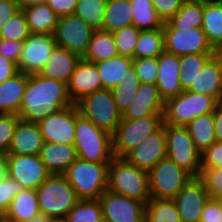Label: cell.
<instances>
[{"mask_svg":"<svg viewBox=\"0 0 222 222\" xmlns=\"http://www.w3.org/2000/svg\"><path fill=\"white\" fill-rule=\"evenodd\" d=\"M165 51L177 56L216 54L202 28H163Z\"/></svg>","mask_w":222,"mask_h":222,"instance_id":"7c38bea8","label":"cell"},{"mask_svg":"<svg viewBox=\"0 0 222 222\" xmlns=\"http://www.w3.org/2000/svg\"><path fill=\"white\" fill-rule=\"evenodd\" d=\"M210 196L200 178H192L173 198L182 222H200Z\"/></svg>","mask_w":222,"mask_h":222,"instance_id":"e0dca14e","label":"cell"},{"mask_svg":"<svg viewBox=\"0 0 222 222\" xmlns=\"http://www.w3.org/2000/svg\"><path fill=\"white\" fill-rule=\"evenodd\" d=\"M23 41L0 39V54L18 65Z\"/></svg>","mask_w":222,"mask_h":222,"instance_id":"816d5d0a","label":"cell"},{"mask_svg":"<svg viewBox=\"0 0 222 222\" xmlns=\"http://www.w3.org/2000/svg\"><path fill=\"white\" fill-rule=\"evenodd\" d=\"M204 0H185L180 10L163 28H202Z\"/></svg>","mask_w":222,"mask_h":222,"instance_id":"d6a6232c","label":"cell"},{"mask_svg":"<svg viewBox=\"0 0 222 222\" xmlns=\"http://www.w3.org/2000/svg\"><path fill=\"white\" fill-rule=\"evenodd\" d=\"M185 0H152L158 16L165 23L180 10Z\"/></svg>","mask_w":222,"mask_h":222,"instance_id":"681fc988","label":"cell"},{"mask_svg":"<svg viewBox=\"0 0 222 222\" xmlns=\"http://www.w3.org/2000/svg\"><path fill=\"white\" fill-rule=\"evenodd\" d=\"M139 85V78L132 66L127 70L119 85L112 89L116 106L122 115L132 103Z\"/></svg>","mask_w":222,"mask_h":222,"instance_id":"74e56055","label":"cell"},{"mask_svg":"<svg viewBox=\"0 0 222 222\" xmlns=\"http://www.w3.org/2000/svg\"><path fill=\"white\" fill-rule=\"evenodd\" d=\"M38 125L45 142L74 145L76 104L47 116Z\"/></svg>","mask_w":222,"mask_h":222,"instance_id":"2e32d148","label":"cell"},{"mask_svg":"<svg viewBox=\"0 0 222 222\" xmlns=\"http://www.w3.org/2000/svg\"><path fill=\"white\" fill-rule=\"evenodd\" d=\"M64 222H104L99 200H79L63 219Z\"/></svg>","mask_w":222,"mask_h":222,"instance_id":"f35d334b","label":"cell"},{"mask_svg":"<svg viewBox=\"0 0 222 222\" xmlns=\"http://www.w3.org/2000/svg\"><path fill=\"white\" fill-rule=\"evenodd\" d=\"M118 55L113 34L103 30H94L87 52L82 59L95 64Z\"/></svg>","mask_w":222,"mask_h":222,"instance_id":"f546056e","label":"cell"},{"mask_svg":"<svg viewBox=\"0 0 222 222\" xmlns=\"http://www.w3.org/2000/svg\"><path fill=\"white\" fill-rule=\"evenodd\" d=\"M95 64L100 74L102 89L112 90L119 85L127 70L133 66V59L118 55Z\"/></svg>","mask_w":222,"mask_h":222,"instance_id":"1f68e13d","label":"cell"},{"mask_svg":"<svg viewBox=\"0 0 222 222\" xmlns=\"http://www.w3.org/2000/svg\"><path fill=\"white\" fill-rule=\"evenodd\" d=\"M216 54L218 55V57L220 58L221 62H222V47L221 48H218L216 50Z\"/></svg>","mask_w":222,"mask_h":222,"instance_id":"94428289","label":"cell"},{"mask_svg":"<svg viewBox=\"0 0 222 222\" xmlns=\"http://www.w3.org/2000/svg\"><path fill=\"white\" fill-rule=\"evenodd\" d=\"M25 222H54V220L51 217L40 213L37 216Z\"/></svg>","mask_w":222,"mask_h":222,"instance_id":"680465c9","label":"cell"},{"mask_svg":"<svg viewBox=\"0 0 222 222\" xmlns=\"http://www.w3.org/2000/svg\"><path fill=\"white\" fill-rule=\"evenodd\" d=\"M201 168H222V142L215 141L201 153Z\"/></svg>","mask_w":222,"mask_h":222,"instance_id":"c3c4849f","label":"cell"},{"mask_svg":"<svg viewBox=\"0 0 222 222\" xmlns=\"http://www.w3.org/2000/svg\"><path fill=\"white\" fill-rule=\"evenodd\" d=\"M218 103L222 106V94Z\"/></svg>","mask_w":222,"mask_h":222,"instance_id":"e7e4bbea","label":"cell"},{"mask_svg":"<svg viewBox=\"0 0 222 222\" xmlns=\"http://www.w3.org/2000/svg\"><path fill=\"white\" fill-rule=\"evenodd\" d=\"M187 91L209 95L219 102L222 94V62L217 54L196 74L194 83Z\"/></svg>","mask_w":222,"mask_h":222,"instance_id":"7402d4cb","label":"cell"},{"mask_svg":"<svg viewBox=\"0 0 222 222\" xmlns=\"http://www.w3.org/2000/svg\"><path fill=\"white\" fill-rule=\"evenodd\" d=\"M200 222H222V205L216 198H209L202 210Z\"/></svg>","mask_w":222,"mask_h":222,"instance_id":"f907efd6","label":"cell"},{"mask_svg":"<svg viewBox=\"0 0 222 222\" xmlns=\"http://www.w3.org/2000/svg\"><path fill=\"white\" fill-rule=\"evenodd\" d=\"M44 142L38 123L20 120L7 154L39 155Z\"/></svg>","mask_w":222,"mask_h":222,"instance_id":"603a6c76","label":"cell"},{"mask_svg":"<svg viewBox=\"0 0 222 222\" xmlns=\"http://www.w3.org/2000/svg\"><path fill=\"white\" fill-rule=\"evenodd\" d=\"M56 46L54 35L30 33L23 41L18 70L25 74L40 73Z\"/></svg>","mask_w":222,"mask_h":222,"instance_id":"5bb4252c","label":"cell"},{"mask_svg":"<svg viewBox=\"0 0 222 222\" xmlns=\"http://www.w3.org/2000/svg\"><path fill=\"white\" fill-rule=\"evenodd\" d=\"M30 33L51 34L55 32L59 16L45 3L23 9Z\"/></svg>","mask_w":222,"mask_h":222,"instance_id":"f1b7e54d","label":"cell"},{"mask_svg":"<svg viewBox=\"0 0 222 222\" xmlns=\"http://www.w3.org/2000/svg\"><path fill=\"white\" fill-rule=\"evenodd\" d=\"M20 10H23L29 6L45 3L46 0H15Z\"/></svg>","mask_w":222,"mask_h":222,"instance_id":"6f0895ef","label":"cell"},{"mask_svg":"<svg viewBox=\"0 0 222 222\" xmlns=\"http://www.w3.org/2000/svg\"><path fill=\"white\" fill-rule=\"evenodd\" d=\"M73 105L67 84L40 73L27 74V84L18 117L25 122L39 123L47 116Z\"/></svg>","mask_w":222,"mask_h":222,"instance_id":"6da1fadb","label":"cell"},{"mask_svg":"<svg viewBox=\"0 0 222 222\" xmlns=\"http://www.w3.org/2000/svg\"><path fill=\"white\" fill-rule=\"evenodd\" d=\"M54 222H64L63 220H55Z\"/></svg>","mask_w":222,"mask_h":222,"instance_id":"03108f58","label":"cell"},{"mask_svg":"<svg viewBox=\"0 0 222 222\" xmlns=\"http://www.w3.org/2000/svg\"><path fill=\"white\" fill-rule=\"evenodd\" d=\"M132 16L130 0H107L101 30L112 33L133 25Z\"/></svg>","mask_w":222,"mask_h":222,"instance_id":"4316f807","label":"cell"},{"mask_svg":"<svg viewBox=\"0 0 222 222\" xmlns=\"http://www.w3.org/2000/svg\"><path fill=\"white\" fill-rule=\"evenodd\" d=\"M140 33L141 30L137 29L134 25L112 32L118 54L134 59L135 47Z\"/></svg>","mask_w":222,"mask_h":222,"instance_id":"b9f144b4","label":"cell"},{"mask_svg":"<svg viewBox=\"0 0 222 222\" xmlns=\"http://www.w3.org/2000/svg\"><path fill=\"white\" fill-rule=\"evenodd\" d=\"M167 154L180 168L188 172L193 178L201 174V152L185 126L164 124Z\"/></svg>","mask_w":222,"mask_h":222,"instance_id":"ba28073f","label":"cell"},{"mask_svg":"<svg viewBox=\"0 0 222 222\" xmlns=\"http://www.w3.org/2000/svg\"><path fill=\"white\" fill-rule=\"evenodd\" d=\"M39 156L52 174H63L78 158L74 145L47 142H44Z\"/></svg>","mask_w":222,"mask_h":222,"instance_id":"d4e9b609","label":"cell"},{"mask_svg":"<svg viewBox=\"0 0 222 222\" xmlns=\"http://www.w3.org/2000/svg\"><path fill=\"white\" fill-rule=\"evenodd\" d=\"M0 222H11V221L7 220L6 218H2L0 219Z\"/></svg>","mask_w":222,"mask_h":222,"instance_id":"be15d7a7","label":"cell"},{"mask_svg":"<svg viewBox=\"0 0 222 222\" xmlns=\"http://www.w3.org/2000/svg\"><path fill=\"white\" fill-rule=\"evenodd\" d=\"M20 120L17 114H0V152L3 155L8 153L16 126Z\"/></svg>","mask_w":222,"mask_h":222,"instance_id":"f6af8a7d","label":"cell"},{"mask_svg":"<svg viewBox=\"0 0 222 222\" xmlns=\"http://www.w3.org/2000/svg\"><path fill=\"white\" fill-rule=\"evenodd\" d=\"M3 172L23 188L34 190L52 175L39 155L5 154Z\"/></svg>","mask_w":222,"mask_h":222,"instance_id":"8fae6325","label":"cell"},{"mask_svg":"<svg viewBox=\"0 0 222 222\" xmlns=\"http://www.w3.org/2000/svg\"><path fill=\"white\" fill-rule=\"evenodd\" d=\"M199 178L204 182L210 198L222 194V168H201Z\"/></svg>","mask_w":222,"mask_h":222,"instance_id":"7dc6e473","label":"cell"},{"mask_svg":"<svg viewBox=\"0 0 222 222\" xmlns=\"http://www.w3.org/2000/svg\"><path fill=\"white\" fill-rule=\"evenodd\" d=\"M4 155L0 152V174L3 172Z\"/></svg>","mask_w":222,"mask_h":222,"instance_id":"91938a15","label":"cell"},{"mask_svg":"<svg viewBox=\"0 0 222 222\" xmlns=\"http://www.w3.org/2000/svg\"><path fill=\"white\" fill-rule=\"evenodd\" d=\"M165 51L163 28L141 30L135 47L134 59L157 58Z\"/></svg>","mask_w":222,"mask_h":222,"instance_id":"e575fe53","label":"cell"},{"mask_svg":"<svg viewBox=\"0 0 222 222\" xmlns=\"http://www.w3.org/2000/svg\"><path fill=\"white\" fill-rule=\"evenodd\" d=\"M214 54H188L180 56V84L187 91L194 83V77Z\"/></svg>","mask_w":222,"mask_h":222,"instance_id":"ab89813d","label":"cell"},{"mask_svg":"<svg viewBox=\"0 0 222 222\" xmlns=\"http://www.w3.org/2000/svg\"><path fill=\"white\" fill-rule=\"evenodd\" d=\"M185 127L201 153L216 141L213 112L197 117Z\"/></svg>","mask_w":222,"mask_h":222,"instance_id":"836d02e7","label":"cell"},{"mask_svg":"<svg viewBox=\"0 0 222 222\" xmlns=\"http://www.w3.org/2000/svg\"><path fill=\"white\" fill-rule=\"evenodd\" d=\"M109 163L77 158L63 173L79 200H99L108 187Z\"/></svg>","mask_w":222,"mask_h":222,"instance_id":"277c9868","label":"cell"},{"mask_svg":"<svg viewBox=\"0 0 222 222\" xmlns=\"http://www.w3.org/2000/svg\"><path fill=\"white\" fill-rule=\"evenodd\" d=\"M167 154L164 124L154 134L147 137L124 158L139 169L149 172Z\"/></svg>","mask_w":222,"mask_h":222,"instance_id":"ac0fdd59","label":"cell"},{"mask_svg":"<svg viewBox=\"0 0 222 222\" xmlns=\"http://www.w3.org/2000/svg\"><path fill=\"white\" fill-rule=\"evenodd\" d=\"M164 101L158 88L152 83H140L136 95L122 115V119H138L147 116H163Z\"/></svg>","mask_w":222,"mask_h":222,"instance_id":"44dd1931","label":"cell"},{"mask_svg":"<svg viewBox=\"0 0 222 222\" xmlns=\"http://www.w3.org/2000/svg\"><path fill=\"white\" fill-rule=\"evenodd\" d=\"M151 198L173 199L193 178L173 160L161 159L149 172Z\"/></svg>","mask_w":222,"mask_h":222,"instance_id":"30bf717a","label":"cell"},{"mask_svg":"<svg viewBox=\"0 0 222 222\" xmlns=\"http://www.w3.org/2000/svg\"><path fill=\"white\" fill-rule=\"evenodd\" d=\"M102 89V82L97 66L80 60L67 84V92L73 104H76L84 96Z\"/></svg>","mask_w":222,"mask_h":222,"instance_id":"d6986e66","label":"cell"},{"mask_svg":"<svg viewBox=\"0 0 222 222\" xmlns=\"http://www.w3.org/2000/svg\"><path fill=\"white\" fill-rule=\"evenodd\" d=\"M18 72L17 64L0 54V84Z\"/></svg>","mask_w":222,"mask_h":222,"instance_id":"11a10c76","label":"cell"},{"mask_svg":"<svg viewBox=\"0 0 222 222\" xmlns=\"http://www.w3.org/2000/svg\"><path fill=\"white\" fill-rule=\"evenodd\" d=\"M107 190L147 204L151 199L149 174L124 157L114 156L109 163Z\"/></svg>","mask_w":222,"mask_h":222,"instance_id":"7a4b0ae2","label":"cell"},{"mask_svg":"<svg viewBox=\"0 0 222 222\" xmlns=\"http://www.w3.org/2000/svg\"><path fill=\"white\" fill-rule=\"evenodd\" d=\"M213 115L216 141L222 142V106L219 103L215 106Z\"/></svg>","mask_w":222,"mask_h":222,"instance_id":"9f6ffc18","label":"cell"},{"mask_svg":"<svg viewBox=\"0 0 222 222\" xmlns=\"http://www.w3.org/2000/svg\"><path fill=\"white\" fill-rule=\"evenodd\" d=\"M23 189L18 181L4 172L0 174V219L5 218L14 196Z\"/></svg>","mask_w":222,"mask_h":222,"instance_id":"ee69618b","label":"cell"},{"mask_svg":"<svg viewBox=\"0 0 222 222\" xmlns=\"http://www.w3.org/2000/svg\"><path fill=\"white\" fill-rule=\"evenodd\" d=\"M30 34L26 16L19 10L0 29V39L24 41Z\"/></svg>","mask_w":222,"mask_h":222,"instance_id":"7bdbcfd3","label":"cell"},{"mask_svg":"<svg viewBox=\"0 0 222 222\" xmlns=\"http://www.w3.org/2000/svg\"><path fill=\"white\" fill-rule=\"evenodd\" d=\"M216 199H217V200L219 201V203L222 205V194L219 195Z\"/></svg>","mask_w":222,"mask_h":222,"instance_id":"6125c7cd","label":"cell"},{"mask_svg":"<svg viewBox=\"0 0 222 222\" xmlns=\"http://www.w3.org/2000/svg\"><path fill=\"white\" fill-rule=\"evenodd\" d=\"M76 105L84 118L111 135L121 122L122 114L116 106L113 92L110 89H101L88 94Z\"/></svg>","mask_w":222,"mask_h":222,"instance_id":"52a82bcc","label":"cell"},{"mask_svg":"<svg viewBox=\"0 0 222 222\" xmlns=\"http://www.w3.org/2000/svg\"><path fill=\"white\" fill-rule=\"evenodd\" d=\"M82 58L66 48L56 46L51 53L48 63L40 74L68 84L70 77Z\"/></svg>","mask_w":222,"mask_h":222,"instance_id":"cb8c5ba5","label":"cell"},{"mask_svg":"<svg viewBox=\"0 0 222 222\" xmlns=\"http://www.w3.org/2000/svg\"><path fill=\"white\" fill-rule=\"evenodd\" d=\"M40 214L36 190L24 188L14 196L5 218L11 222H25Z\"/></svg>","mask_w":222,"mask_h":222,"instance_id":"83f0119b","label":"cell"},{"mask_svg":"<svg viewBox=\"0 0 222 222\" xmlns=\"http://www.w3.org/2000/svg\"><path fill=\"white\" fill-rule=\"evenodd\" d=\"M39 210L55 220H63L79 201L63 174H52L36 190Z\"/></svg>","mask_w":222,"mask_h":222,"instance_id":"5b68a950","label":"cell"},{"mask_svg":"<svg viewBox=\"0 0 222 222\" xmlns=\"http://www.w3.org/2000/svg\"><path fill=\"white\" fill-rule=\"evenodd\" d=\"M202 29L217 50L222 47V1L204 0Z\"/></svg>","mask_w":222,"mask_h":222,"instance_id":"4dcf8cb0","label":"cell"},{"mask_svg":"<svg viewBox=\"0 0 222 222\" xmlns=\"http://www.w3.org/2000/svg\"><path fill=\"white\" fill-rule=\"evenodd\" d=\"M145 222H182L173 199L151 198L146 204Z\"/></svg>","mask_w":222,"mask_h":222,"instance_id":"8d00e7d4","label":"cell"},{"mask_svg":"<svg viewBox=\"0 0 222 222\" xmlns=\"http://www.w3.org/2000/svg\"><path fill=\"white\" fill-rule=\"evenodd\" d=\"M74 147L78 158L84 161L110 163L114 157L112 135L84 118L77 105Z\"/></svg>","mask_w":222,"mask_h":222,"instance_id":"3957f363","label":"cell"},{"mask_svg":"<svg viewBox=\"0 0 222 222\" xmlns=\"http://www.w3.org/2000/svg\"><path fill=\"white\" fill-rule=\"evenodd\" d=\"M133 67L140 83L155 84L158 76V57L133 59Z\"/></svg>","mask_w":222,"mask_h":222,"instance_id":"bcb514c9","label":"cell"},{"mask_svg":"<svg viewBox=\"0 0 222 222\" xmlns=\"http://www.w3.org/2000/svg\"><path fill=\"white\" fill-rule=\"evenodd\" d=\"M78 0H46L49 7L59 16L75 14Z\"/></svg>","mask_w":222,"mask_h":222,"instance_id":"f5cc1de1","label":"cell"},{"mask_svg":"<svg viewBox=\"0 0 222 222\" xmlns=\"http://www.w3.org/2000/svg\"><path fill=\"white\" fill-rule=\"evenodd\" d=\"M133 9V25L140 30L163 28L164 22L158 16L152 0H130Z\"/></svg>","mask_w":222,"mask_h":222,"instance_id":"d590c367","label":"cell"},{"mask_svg":"<svg viewBox=\"0 0 222 222\" xmlns=\"http://www.w3.org/2000/svg\"><path fill=\"white\" fill-rule=\"evenodd\" d=\"M180 56L164 51L158 56V76L155 85L165 102L183 90L180 84Z\"/></svg>","mask_w":222,"mask_h":222,"instance_id":"ffe728a7","label":"cell"},{"mask_svg":"<svg viewBox=\"0 0 222 222\" xmlns=\"http://www.w3.org/2000/svg\"><path fill=\"white\" fill-rule=\"evenodd\" d=\"M93 31L94 29L81 17L70 14L59 17L53 35L58 47L66 48L83 58L87 52Z\"/></svg>","mask_w":222,"mask_h":222,"instance_id":"4fadbf2b","label":"cell"},{"mask_svg":"<svg viewBox=\"0 0 222 222\" xmlns=\"http://www.w3.org/2000/svg\"><path fill=\"white\" fill-rule=\"evenodd\" d=\"M163 126V116H147L138 119H121L112 134V152L115 157H124L147 137Z\"/></svg>","mask_w":222,"mask_h":222,"instance_id":"9c48e42d","label":"cell"},{"mask_svg":"<svg viewBox=\"0 0 222 222\" xmlns=\"http://www.w3.org/2000/svg\"><path fill=\"white\" fill-rule=\"evenodd\" d=\"M217 104L209 95L182 91L164 102L163 124L186 126L197 117L214 112Z\"/></svg>","mask_w":222,"mask_h":222,"instance_id":"8992f818","label":"cell"},{"mask_svg":"<svg viewBox=\"0 0 222 222\" xmlns=\"http://www.w3.org/2000/svg\"><path fill=\"white\" fill-rule=\"evenodd\" d=\"M27 84V74L19 71L0 84V114H18Z\"/></svg>","mask_w":222,"mask_h":222,"instance_id":"484cf974","label":"cell"},{"mask_svg":"<svg viewBox=\"0 0 222 222\" xmlns=\"http://www.w3.org/2000/svg\"><path fill=\"white\" fill-rule=\"evenodd\" d=\"M107 0H78L75 14L92 29L101 30Z\"/></svg>","mask_w":222,"mask_h":222,"instance_id":"60d3db41","label":"cell"},{"mask_svg":"<svg viewBox=\"0 0 222 222\" xmlns=\"http://www.w3.org/2000/svg\"><path fill=\"white\" fill-rule=\"evenodd\" d=\"M20 10L15 0H0V29Z\"/></svg>","mask_w":222,"mask_h":222,"instance_id":"db71d44e","label":"cell"},{"mask_svg":"<svg viewBox=\"0 0 222 222\" xmlns=\"http://www.w3.org/2000/svg\"><path fill=\"white\" fill-rule=\"evenodd\" d=\"M104 222H145L146 204L106 190L99 198Z\"/></svg>","mask_w":222,"mask_h":222,"instance_id":"9a60e30c","label":"cell"}]
</instances>
